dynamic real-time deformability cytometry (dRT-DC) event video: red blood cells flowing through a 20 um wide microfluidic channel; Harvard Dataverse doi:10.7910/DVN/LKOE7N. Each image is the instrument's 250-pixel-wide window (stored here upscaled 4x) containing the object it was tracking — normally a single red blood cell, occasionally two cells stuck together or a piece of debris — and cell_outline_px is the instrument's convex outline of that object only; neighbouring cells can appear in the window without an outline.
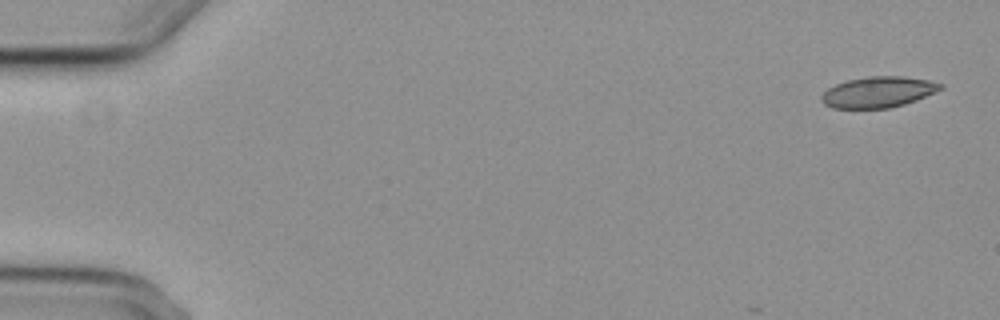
{"species": "common noctule bat (a hibernating species)", "species_latin": "Nyctalus noctula", "temperature_condition": "cold", "stored_images_in_passage": 4, "camera_frame_rate_fps": 3000, "um_per_image_px": 0.085, "animal": {"sex": "female", "body_mass_g": 29.2, "forearm_length_mm": 56.3}, "frame": {"image": 1, "passage_image": 1, "time_ms": 0.0, "image_size_px": [1000, 320], "cell_outline_px": [[944, 88], [916, 100], [904, 104], [888, 108], [832, 108], [824, 104], [820, 100], [820, 96], [828, 88], [836, 84], [848, 80], [868, 76], [904, 76], [928, 80], [944, 84]], "centroid_in_image_um": [74.64, 7.82], "position_along_channel_um": 10.4, "area_um2": 21.44}}